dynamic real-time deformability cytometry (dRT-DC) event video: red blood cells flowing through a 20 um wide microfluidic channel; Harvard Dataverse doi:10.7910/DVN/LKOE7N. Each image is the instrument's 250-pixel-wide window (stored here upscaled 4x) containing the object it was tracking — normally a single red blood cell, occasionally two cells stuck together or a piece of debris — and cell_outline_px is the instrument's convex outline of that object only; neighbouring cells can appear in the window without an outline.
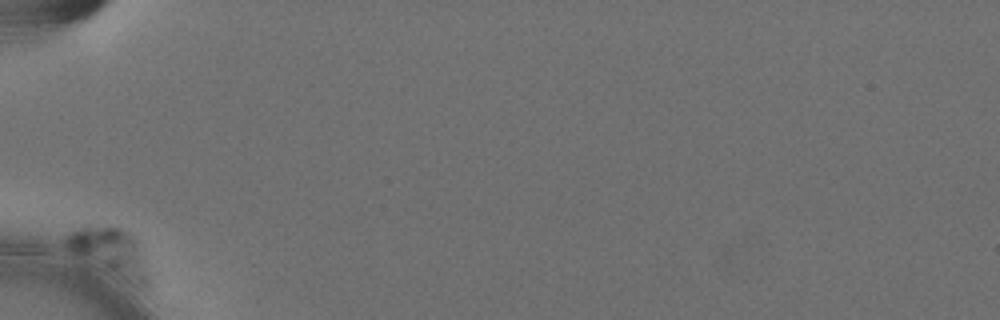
{"species": "Egyptian fruit bat (a non-hibernating species)", "species_latin": "Rousettus aegyptiacus", "temperature_condition": "cold", "stored_images_in_passage": 8, "camera_frame_rate_fps": 3000, "um_per_image_px": 0.085, "animal": {"sex": "female"}, "frame": {"image": 1, "passage_image": 1, "time_ms": 0.0, "image_size_px": [1000, 320], "cell_outline_px": [[152, 276], [144, 284], [124, 284], [116, 280], [88, 264], [72, 252], [64, 244], [64, 236], [80, 228], [124, 228], [140, 244], [144, 252], [152, 272]], "centroid_in_image_um": [9.45, 21.54], "position_along_channel_um": 75.6, "area_um2": 23.81}}